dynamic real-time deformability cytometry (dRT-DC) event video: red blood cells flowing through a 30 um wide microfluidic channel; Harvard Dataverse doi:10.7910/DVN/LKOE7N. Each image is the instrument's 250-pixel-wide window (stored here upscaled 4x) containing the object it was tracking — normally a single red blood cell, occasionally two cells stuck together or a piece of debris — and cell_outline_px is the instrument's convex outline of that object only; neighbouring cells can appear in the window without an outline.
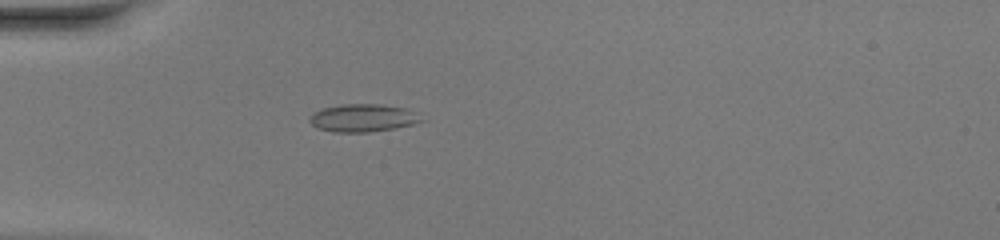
{"species": "common noctule bat (a hibernating species)", "species_latin": "Nyctalus noctula", "temperature_condition": "warm", "stored_images_in_passage": 35, "camera_frame_rate_fps": 3000, "um_per_image_px": 0.085, "animal": {"sex": "female", "body_mass_g": 20.0, "forearm_length_mm": 54.0}, "frame": {"image": 1, "passage_image": 1, "time_ms": 0.0, "image_size_px": [1000, 240], "cell_outline_px": [[428, 120], [396, 128], [368, 132], [332, 132], [316, 128], [308, 120], [312, 112], [320, 108], [340, 104], [380, 104], [404, 108]], "centroid_in_image_um": [30.8, 10.02], "position_along_channel_um": 54.2, "area_um2": 18.26}}
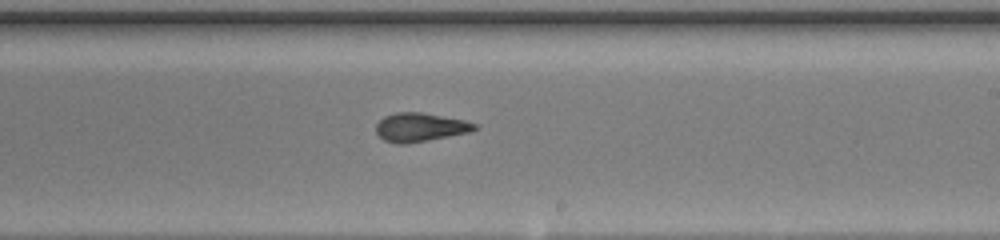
{"frame": {"image": 2, "passage_image": 16, "time_ms": 5.0, "image_size_px": [1000, 240], "cell_outline_px": [[476, 128], [468, 132], [428, 140], [404, 144], [396, 144], [384, 140], [376, 132], [376, 124], [384, 116], [396, 112], [420, 112], [464, 120], [476, 124]], "centroid_in_image_um": [35.66, 10.81], "position_along_channel_um": 253.3, "area_um2": 16.24}}
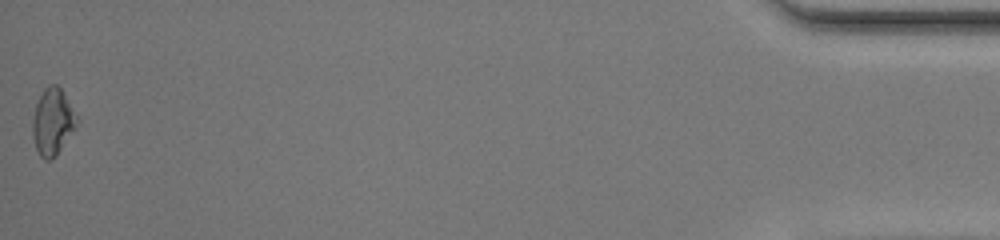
{"frame": {"image": 3, "passage_image": 35, "time_ms": 11.333, "image_size_px": [1000, 240], "cell_outline_px": [[80, 120], [56, 156], [52, 160], [44, 160], [40, 156], [36, 148], [32, 136], [32, 120], [36, 104], [44, 88], [48, 84], [56, 84], [60, 88]], "centroid_in_image_um": [4.47, 10.37], "position_along_channel_um": 430.7, "area_um2": 17.17}, "authors_computed_cell_mechanics": {"area_um2": 16.5308, "velocity_mm_per_s": 4.2389, "shape_relaxation_time_tau1_ms": null, "shape_relaxation_time_tau2_ms": 0.7847, "deformation_change_tau1": null, "deformation_change_tau2": 0.0539}}